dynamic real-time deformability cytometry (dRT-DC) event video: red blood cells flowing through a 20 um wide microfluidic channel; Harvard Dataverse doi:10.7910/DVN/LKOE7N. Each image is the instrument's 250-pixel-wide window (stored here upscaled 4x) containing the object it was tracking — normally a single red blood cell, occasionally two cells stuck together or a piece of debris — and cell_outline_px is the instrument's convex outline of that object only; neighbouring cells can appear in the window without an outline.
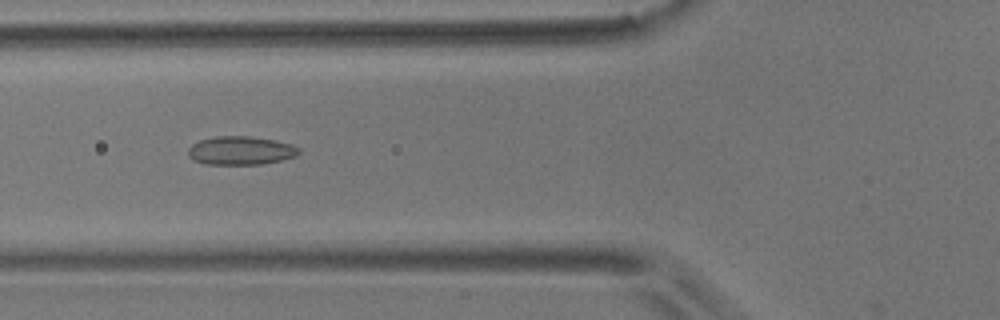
{"species": "common noctule bat (a hibernating species)", "species_latin": "Nyctalus noctula", "temperature_condition": "room temperature", "stored_images_in_passage": 6, "camera_frame_rate_fps": 3000, "um_per_image_px": 0.085, "animal": {"sex": "male", "body_mass_g": 17.9}, "frame": {"image": 1, "passage_image": 4, "time_ms": 3.333, "image_size_px": [1000, 320], "cell_outline_px": [[300, 152], [296, 156], [280, 160], [260, 164], [204, 164], [192, 160], [188, 156], [188, 148], [192, 144], [200, 140], [216, 136], [252, 136], [276, 140], [292, 144], [300, 148]], "centroid_in_image_um": [20.45, 12.79], "position_along_channel_um": 105.3, "area_um2": 18.55}}
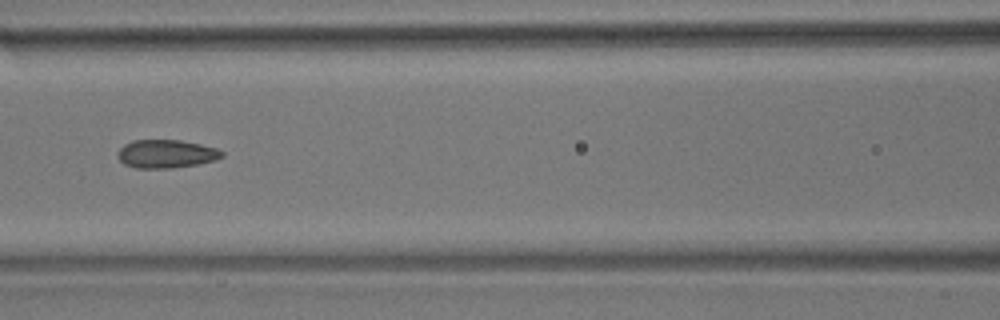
{"frame": {"image": 2, "passage_image": 5, "time_ms": 4.667, "image_size_px": [1000, 320], "cell_outline_px": [[224, 156], [216, 160], [196, 164], [168, 168], [136, 168], [124, 164], [116, 156], [116, 152], [124, 144], [132, 140], [180, 140], [200, 144], [216, 148], [224, 152]], "centroid_in_image_um": [14.1, 13.07], "position_along_channel_um": 152.5, "area_um2": 17.22}}
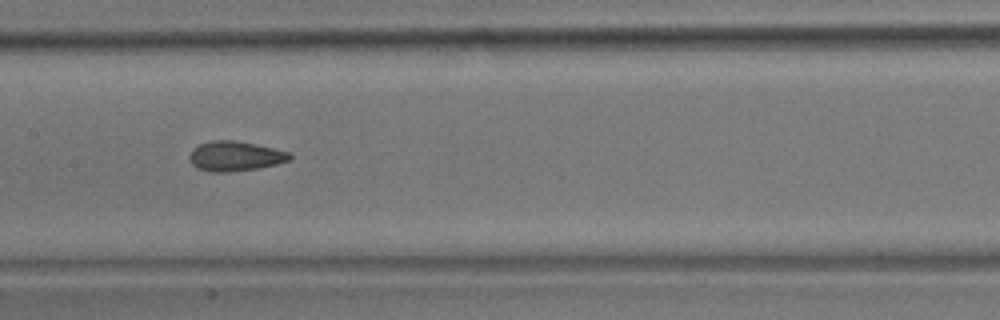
{"frame": {"image": 3, "passage_image": 6, "time_ms": 5.667, "image_size_px": [1000, 320], "cell_outline_px": [[292, 156], [288, 160], [276, 164], [256, 168], [228, 172], [208, 172], [196, 168], [188, 160], [188, 156], [192, 148], [200, 144], [212, 140], [236, 140], [272, 148], [288, 152]], "centroid_in_image_um": [19.9, 13.27], "position_along_channel_um": 187.5, "area_um2": 17.4}}